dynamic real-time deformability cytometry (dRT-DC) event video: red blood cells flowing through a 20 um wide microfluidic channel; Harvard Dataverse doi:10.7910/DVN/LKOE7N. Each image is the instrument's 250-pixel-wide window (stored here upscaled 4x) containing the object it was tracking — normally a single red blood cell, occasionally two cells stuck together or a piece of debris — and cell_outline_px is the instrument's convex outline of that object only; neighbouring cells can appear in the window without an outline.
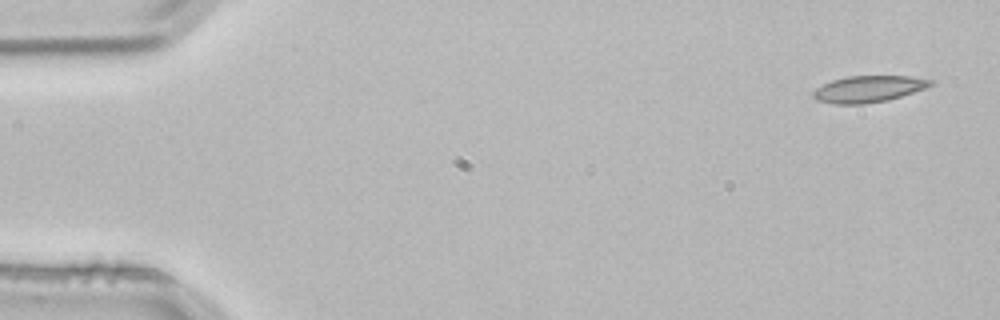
{"species": "common noctule bat (a hibernating species)", "species_latin": "Nyctalus noctula", "temperature_condition": "room temperature", "stored_images_in_passage": 4, "camera_frame_rate_fps": 3000, "um_per_image_px": 0.085, "animal": {"sex": "male", "body_mass_g": 21.5, "forearm_length_mm": 52.0}, "frame": {"image": 1, "passage_image": 1, "time_ms": 0.0, "image_size_px": [1000, 320], "cell_outline_px": [[936, 84], [888, 100], [864, 104], [836, 104], [816, 100], [812, 96], [812, 92], [816, 88], [832, 80], [848, 76], [908, 76], [932, 80]], "centroid_in_image_um": [73.8, 7.56], "position_along_channel_um": 11.2, "area_um2": 18.03}}